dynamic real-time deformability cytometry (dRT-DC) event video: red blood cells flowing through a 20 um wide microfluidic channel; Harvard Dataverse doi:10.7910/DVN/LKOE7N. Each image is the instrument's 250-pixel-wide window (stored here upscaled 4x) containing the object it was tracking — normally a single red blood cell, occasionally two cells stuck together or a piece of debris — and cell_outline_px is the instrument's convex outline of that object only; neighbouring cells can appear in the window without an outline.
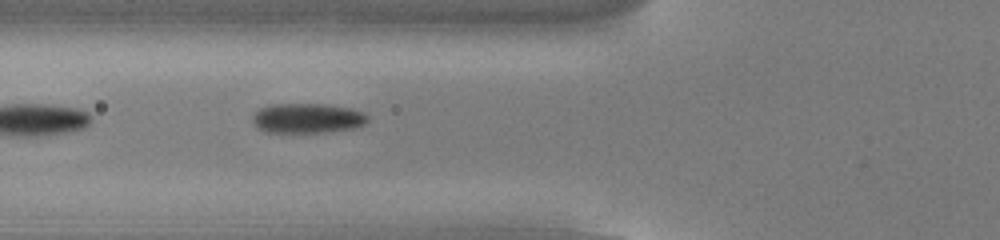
{"species": "common noctule bat (a hibernating species)", "species_latin": "Nyctalus noctula", "temperature_condition": "cold", "stored_images_in_passage": 16, "camera_frame_rate_fps": 3000, "um_per_image_px": 0.085, "animal": {"sex": "male", "body_mass_g": 13.0, "forearm_length_mm": 53.1}, "frame": {"image": 1, "passage_image": 3, "time_ms": 0.667, "image_size_px": [1000, 240], "cell_outline_px": [[368, 120], [364, 124], [352, 128], [320, 132], [264, 132], [256, 128], [252, 120], [252, 116], [260, 108], [276, 104], [320, 104], [348, 108], [364, 112], [368, 116]], "centroid_in_image_um": [26.08, 10.05], "position_along_channel_um": 99.7, "area_um2": 19.77}}
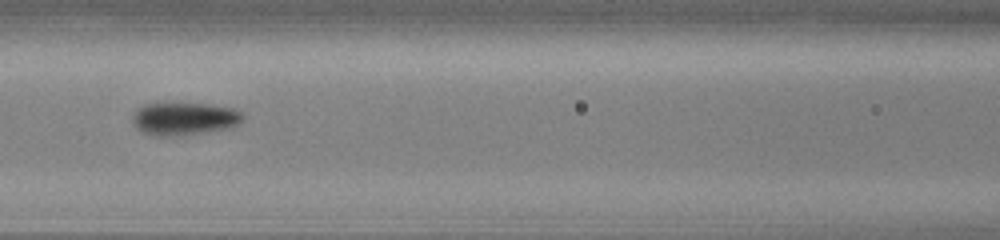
{"frame": {"image": 2, "passage_image": 7, "time_ms": 2.0, "image_size_px": [1000, 240], "cell_outline_px": [[244, 116], [232, 128], [160, 136], [156, 136], [144, 132], [136, 128], [132, 120], [132, 116], [144, 104], [208, 104], [232, 108], [240, 112]], "centroid_in_image_um": [15.65, 10.08], "position_along_channel_um": 151.0, "area_um2": 20.23}}
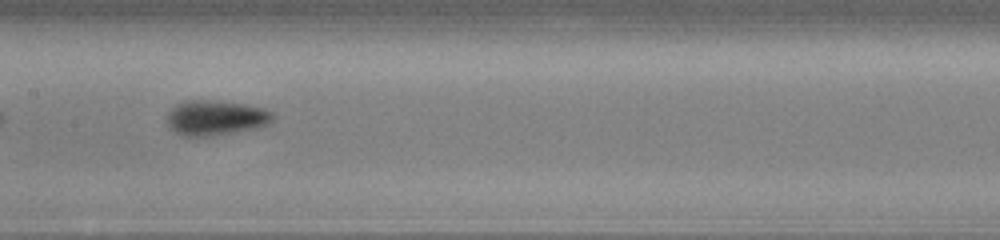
{"frame": {"image": 3, "passage_image": 10, "time_ms": 3.0, "image_size_px": [1000, 240], "cell_outline_px": [[276, 116], [268, 124], [256, 128], [212, 136], [180, 136], [168, 128], [168, 112], [176, 104], [184, 100], [212, 100], [244, 104], [264, 108], [272, 112]], "centroid_in_image_um": [18.32, 10.01], "position_along_channel_um": 189.1, "area_um2": 21.79}}